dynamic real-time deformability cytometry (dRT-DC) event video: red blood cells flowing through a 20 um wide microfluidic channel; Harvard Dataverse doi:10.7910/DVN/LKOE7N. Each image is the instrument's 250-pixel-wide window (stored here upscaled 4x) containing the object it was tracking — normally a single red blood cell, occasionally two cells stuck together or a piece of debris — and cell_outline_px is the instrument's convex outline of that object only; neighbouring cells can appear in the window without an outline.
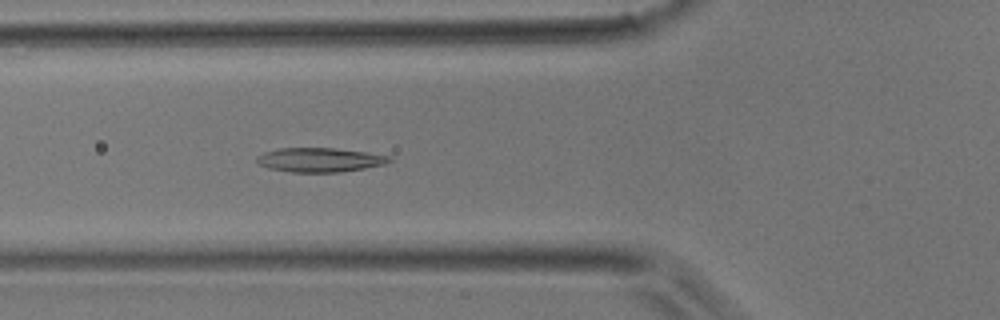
{"species": "common noctule bat (a hibernating species)", "species_latin": "Nyctalus noctula", "temperature_condition": "room temperature", "stored_images_in_passage": 32, "camera_frame_rate_fps": 3000, "um_per_image_px": 0.085, "animal": {"sex": "male", "body_mass_g": 17.9}, "frame": {"image": 1, "passage_image": 3, "time_ms": 0.667, "image_size_px": [1000, 320], "cell_outline_px": [[392, 160], [384, 164], [364, 168], [340, 172], [292, 172], [268, 168], [256, 164], [256, 156], [264, 152], [280, 148], [332, 148], [364, 152], [392, 156]], "centroid_in_image_um": [27.13, 13.59], "position_along_channel_um": 98.7, "area_um2": 18.67}}
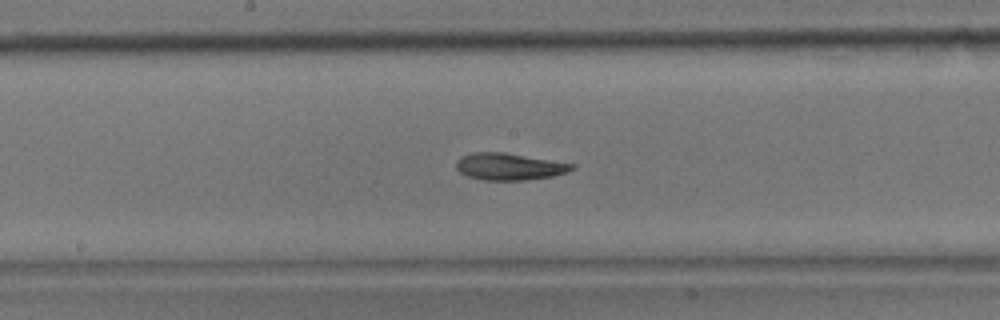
{"frame": {"image": 2, "passage_image": 10, "time_ms": 3.0, "image_size_px": [1000, 320], "cell_outline_px": [[576, 168], [568, 172], [552, 176], [524, 180], [484, 180], [468, 176], [460, 172], [456, 168], [456, 160], [460, 156], [472, 152], [504, 152], [576, 164]], "centroid_in_image_um": [43.29, 14.15], "position_along_channel_um": 204.9, "area_um2": 18.26}}
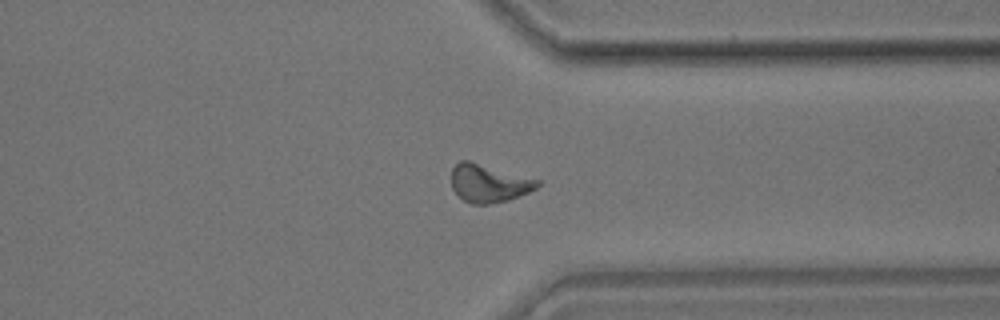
{"frame": {"image": 3, "passage_image": 21, "time_ms": 6.667, "image_size_px": [1000, 320], "cell_outline_px": [[540, 184], [536, 188], [520, 196], [508, 200], [488, 204], [472, 204], [464, 200], [452, 188], [452, 168], [460, 160], [468, 160], [540, 180]], "centroid_in_image_um": [41.55, 15.57], "position_along_channel_um": 369.9, "area_um2": 18.84}}